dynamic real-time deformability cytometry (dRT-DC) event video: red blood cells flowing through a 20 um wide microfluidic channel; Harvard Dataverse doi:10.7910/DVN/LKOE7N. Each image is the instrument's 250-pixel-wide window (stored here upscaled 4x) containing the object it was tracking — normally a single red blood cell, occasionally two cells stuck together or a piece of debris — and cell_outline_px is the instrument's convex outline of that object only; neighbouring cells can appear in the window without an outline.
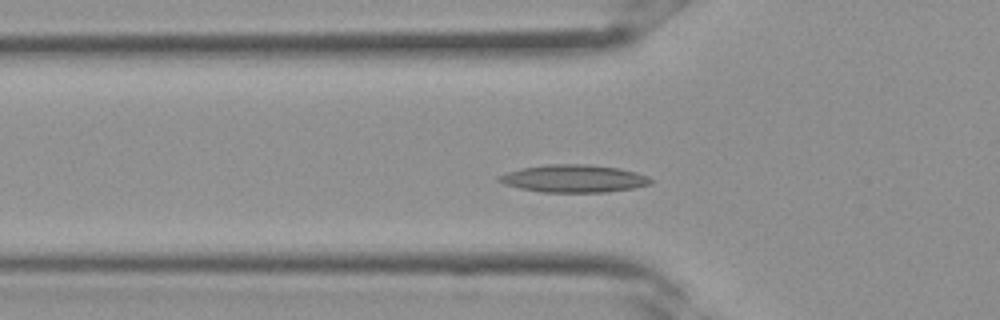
{"species": "Egyptian fruit bat (a non-hibernating species)", "species_latin": "Rousettus aegyptiacus", "temperature_condition": "room temperature", "stored_images_in_passage": 33, "segment_of_instrument_passage": [1, 2], "camera_frame_rate_fps": 3000, "um_per_image_px": 0.085, "frame": {"image": 1, "passage_image": 10, "time_ms": 3.0, "image_size_px": [1000, 320], "cell_outline_px": [[652, 184], [632, 188], [604, 192], [540, 192], [520, 188], [504, 184], [496, 180], [496, 176], [520, 168], [548, 164], [588, 164], [620, 168], [636, 172], [648, 176], [652, 180]], "centroid_in_image_um": [48.75, 15.17], "position_along_channel_um": 77.0, "area_um2": 24.51}}
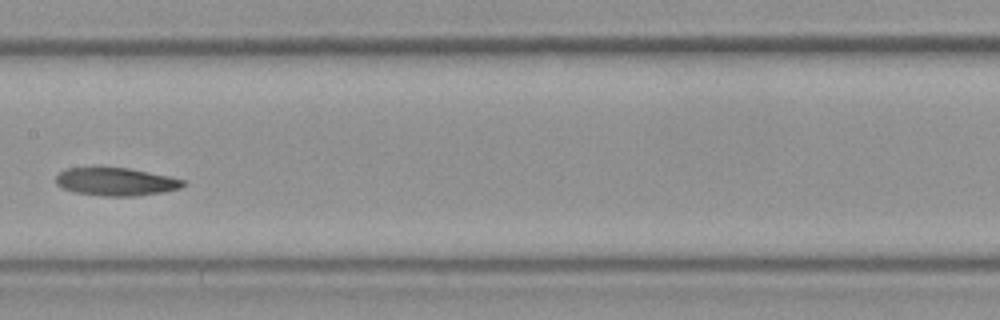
{"frame": {"image": 2, "passage_image": 16, "time_ms": 5.0, "image_size_px": [1000, 320], "cell_outline_px": [[184, 184], [180, 188], [160, 192], [136, 196], [104, 196], [72, 192], [56, 184], [56, 176], [60, 172], [68, 168], [128, 168], [168, 176], [184, 180]], "centroid_in_image_um": [9.82, 15.45], "position_along_channel_um": 197.6, "area_um2": 20.4}}
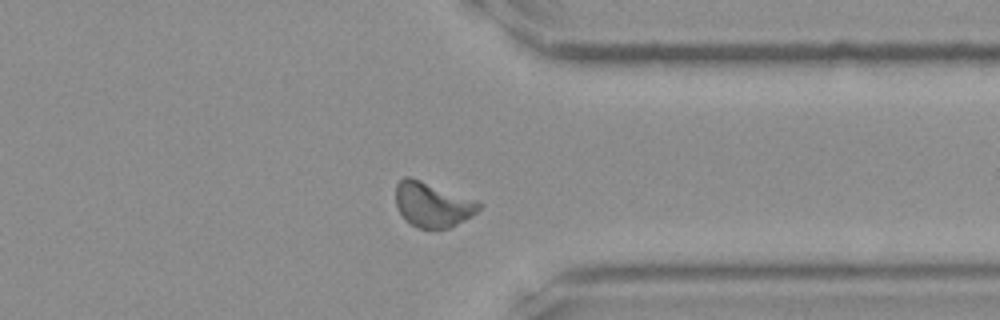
{"frame": {"image": 3, "passage_image": 25, "time_ms": 8.0, "image_size_px": [1000, 320], "cell_outline_px": [[480, 208], [472, 216], [448, 228], [416, 228], [404, 220], [396, 204], [396, 184], [404, 176], [408, 176], [480, 200]], "centroid_in_image_um": [36.76, 17.38], "position_along_channel_um": 374.6, "area_um2": 21.85}}